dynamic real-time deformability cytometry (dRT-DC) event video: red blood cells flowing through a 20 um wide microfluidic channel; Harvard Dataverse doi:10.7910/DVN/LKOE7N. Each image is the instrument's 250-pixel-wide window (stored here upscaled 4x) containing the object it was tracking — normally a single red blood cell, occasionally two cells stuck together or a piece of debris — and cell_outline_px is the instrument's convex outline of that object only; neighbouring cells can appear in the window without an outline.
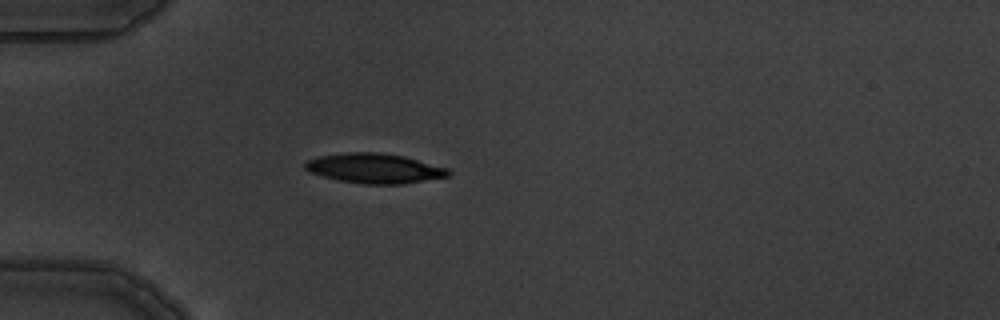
{"species": "common noctule bat (a hibernating species)", "species_latin": "Nyctalus noctula", "temperature_condition": "warm", "stored_images_in_passage": 4, "camera_frame_rate_fps": 3000, "um_per_image_px": 0.085, "animal": {"sex": "male", "body_mass_g": 19.5, "forearm_length_mm": 54.6}, "frame": {"image": 1, "passage_image": 4, "time_ms": 3.667, "image_size_px": [1000, 320], "cell_outline_px": [[452, 172], [448, 176], [404, 184], [364, 184], [340, 180], [308, 172], [304, 168], [304, 160], [316, 156], [348, 152], [380, 152], [404, 156], [448, 168]], "centroid_in_image_um": [31.8, 14.3], "position_along_channel_um": 53.2, "area_um2": 25.03}}